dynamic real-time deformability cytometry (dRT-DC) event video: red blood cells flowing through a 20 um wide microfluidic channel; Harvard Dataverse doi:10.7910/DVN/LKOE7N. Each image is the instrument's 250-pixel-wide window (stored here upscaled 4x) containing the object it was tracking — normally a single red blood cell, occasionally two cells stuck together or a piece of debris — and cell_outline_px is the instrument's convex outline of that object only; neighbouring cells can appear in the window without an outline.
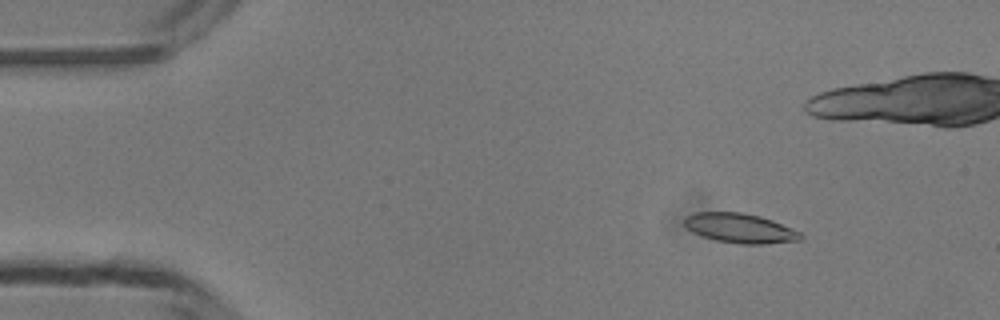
{"species": "common noctule bat (a hibernating species)", "species_latin": "Nyctalus noctula", "temperature_condition": "room temperature", "stored_images_in_passage": 47, "camera_frame_rate_fps": 3000, "um_per_image_px": 0.085, "animal": {"sex": "male", "body_mass_g": 13.3}, "frame": {"image": 1, "passage_image": 7, "time_ms": 2.0, "image_size_px": [1000, 320], "cell_outline_px": [[804, 236], [800, 240], [764, 244], [740, 244], [716, 240], [692, 232], [684, 224], [684, 216], [692, 212], [740, 212], [760, 216], [772, 220], [792, 228], [800, 232]], "centroid_in_image_um": [62.89, 19.39], "position_along_channel_um": 22.1, "area_um2": 20.06}}
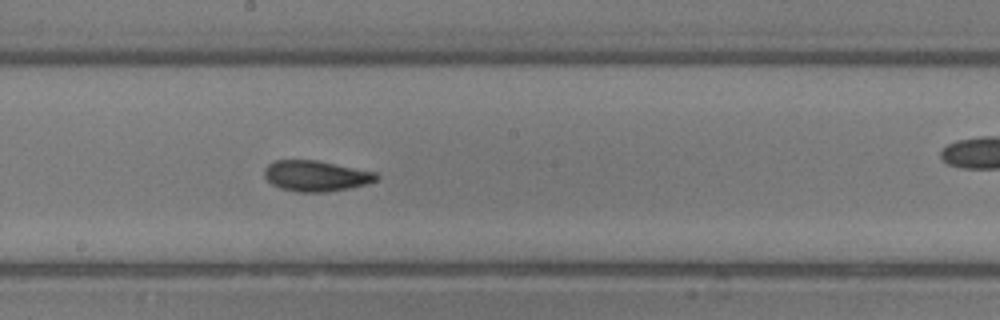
{"frame": {"image": 2, "passage_image": 27, "time_ms": 8.667, "image_size_px": [1000, 320], "cell_outline_px": [[380, 176], [376, 180], [368, 184], [348, 188], [324, 192], [296, 192], [280, 188], [272, 184], [264, 176], [264, 168], [268, 164], [276, 160], [316, 160], [376, 172]], "centroid_in_image_um": [26.85, 14.95], "position_along_channel_um": 221.4, "area_um2": 20.06}}
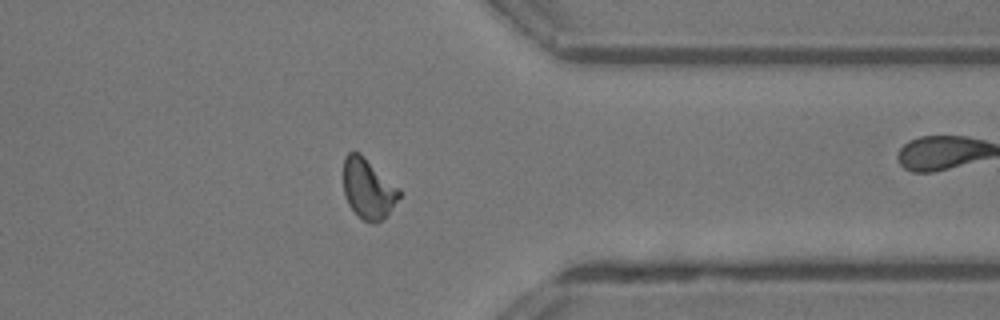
{"frame": {"image": 3, "passage_image": 39, "time_ms": 12.667, "image_size_px": [1000, 320], "cell_outline_px": [[400, 196], [388, 212], [376, 224], [372, 224], [356, 216], [348, 204], [344, 196], [344, 156], [348, 152], [360, 152], [400, 188]], "centroid_in_image_um": [31.27, 16.03], "position_along_channel_um": 380.1, "area_um2": 19.65}, "authors_computed_cell_mechanics": {"area_um2": 19.8832, "velocity_mm_per_s": 4.2047, "shape_relaxation_time_tau1_ms": 7.1202, "shape_relaxation_time_tau2_ms": 2.7064, "deformation_change_tau1": 0.1913, "deformation_change_tau2": 0.0952}}